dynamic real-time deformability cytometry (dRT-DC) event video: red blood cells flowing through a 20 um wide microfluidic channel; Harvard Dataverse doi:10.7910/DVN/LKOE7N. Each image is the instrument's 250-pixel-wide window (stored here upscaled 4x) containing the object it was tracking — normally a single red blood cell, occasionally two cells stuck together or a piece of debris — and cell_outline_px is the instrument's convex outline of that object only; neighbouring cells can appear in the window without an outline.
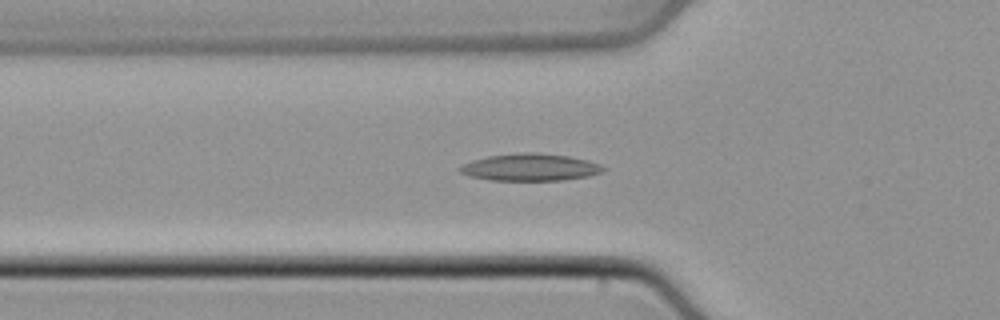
{"species": "common noctule bat (a hibernating species)", "species_latin": "Nyctalus noctula", "temperature_condition": "cold", "stored_images_in_passage": 48, "camera_frame_rate_fps": 3000, "um_per_image_px": 0.085, "animal": {"sex": "male", "body_mass_g": 21.5, "forearm_length_mm": 52.0}, "frame": {"image": 1, "passage_image": 16, "time_ms": 5.0, "image_size_px": [1000, 320], "cell_outline_px": [[608, 168], [600, 172], [588, 176], [564, 180], [488, 180], [472, 176], [460, 172], [456, 168], [472, 160], [488, 156], [520, 152], [540, 152], [568, 156], [588, 160], [600, 164]], "centroid_in_image_um": [45.08, 14.21], "position_along_channel_um": 80.7, "area_um2": 22.77}}
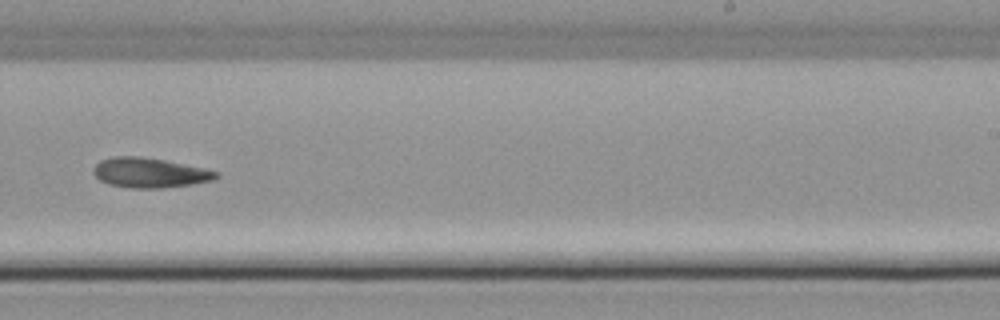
{"frame": {"image": 2, "passage_image": 30, "time_ms": 9.667, "image_size_px": [1000, 320], "cell_outline_px": [[220, 176], [212, 180], [192, 184], [164, 188], [132, 188], [108, 184], [100, 180], [92, 172], [92, 168], [100, 160], [112, 156], [140, 156], [164, 160], [204, 168], [220, 172]], "centroid_in_image_um": [12.71, 14.68], "position_along_channel_um": 276.3, "area_um2": 21.44}}
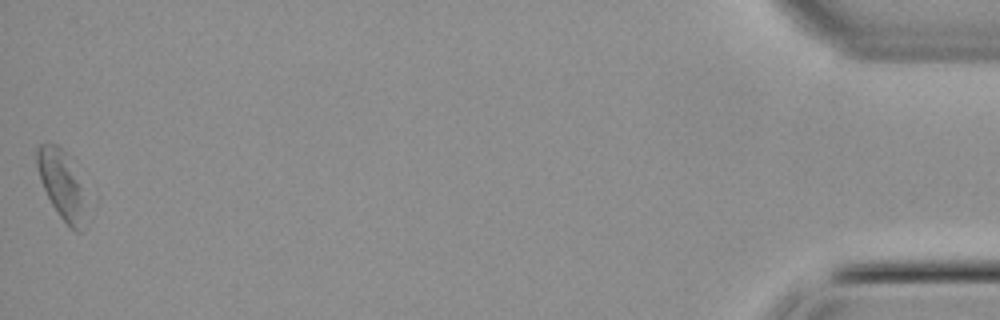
{"frame": {"image": 3, "passage_image": 48, "time_ms": 15.667, "image_size_px": [1000, 320], "cell_outline_px": [[100, 196], [84, 232], [76, 232], [60, 216], [52, 204], [40, 180], [36, 164], [36, 148], [40, 144], [56, 144], [64, 152]], "centroid_in_image_um": [5.61, 15.86], "position_along_channel_um": 429.6, "area_um2": 23.12}}